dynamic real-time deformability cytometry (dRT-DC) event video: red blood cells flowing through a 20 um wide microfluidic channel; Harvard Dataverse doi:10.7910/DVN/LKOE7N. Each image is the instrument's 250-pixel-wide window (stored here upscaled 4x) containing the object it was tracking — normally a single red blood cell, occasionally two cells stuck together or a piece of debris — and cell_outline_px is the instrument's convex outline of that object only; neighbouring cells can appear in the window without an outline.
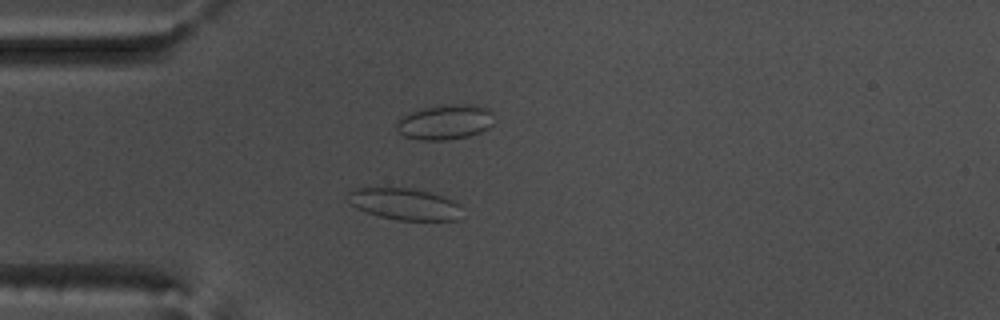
{"species": "common noctule bat (a hibernating species)", "species_latin": "Nyctalus noctula", "temperature_condition": "warm", "stored_images_in_passage": 54, "camera_frame_rate_fps": 3000, "um_per_image_px": 0.085, "animal": {"sex": "male", "body_mass_g": 17.5, "forearm_length_mm": 52.3}, "frame": {"image": 1, "passage_image": 15, "time_ms": 4.667, "image_size_px": [1000, 320], "cell_outline_px": [[460, 220], [400, 220], [380, 216], [368, 212], [348, 204], [348, 192], [356, 188], [412, 188], [444, 196], [460, 204]], "centroid_in_image_um": [34.4, 17.34], "position_along_channel_um": 50.6, "area_um2": 20.92}}